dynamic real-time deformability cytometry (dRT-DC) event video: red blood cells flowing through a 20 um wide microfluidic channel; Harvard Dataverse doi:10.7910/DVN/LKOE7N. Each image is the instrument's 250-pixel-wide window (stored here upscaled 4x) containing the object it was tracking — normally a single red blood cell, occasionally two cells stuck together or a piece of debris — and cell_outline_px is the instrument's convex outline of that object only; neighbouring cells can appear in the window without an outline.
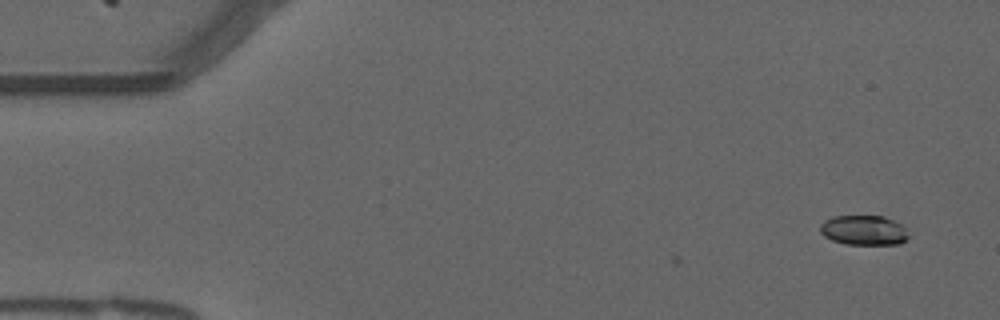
{"species": "common noctule bat (a hibernating species)", "species_latin": "Nyctalus noctula", "temperature_condition": "warm", "stored_images_in_passage": 53, "camera_frame_rate_fps": 3000, "um_per_image_px": 0.085, "animal": {"sex": "male", "forearm_length_mm": 52.5}, "frame": {"image": 1, "passage_image": 1, "time_ms": 0.0, "image_size_px": [1000, 320], "cell_outline_px": [[908, 236], [900, 244], [844, 244], [832, 240], [824, 236], [820, 232], [820, 224], [824, 220], [832, 216], [884, 216], [900, 224], [904, 228]], "centroid_in_image_um": [73.37, 19.57], "position_along_channel_um": 11.6, "area_um2": 15.26}}
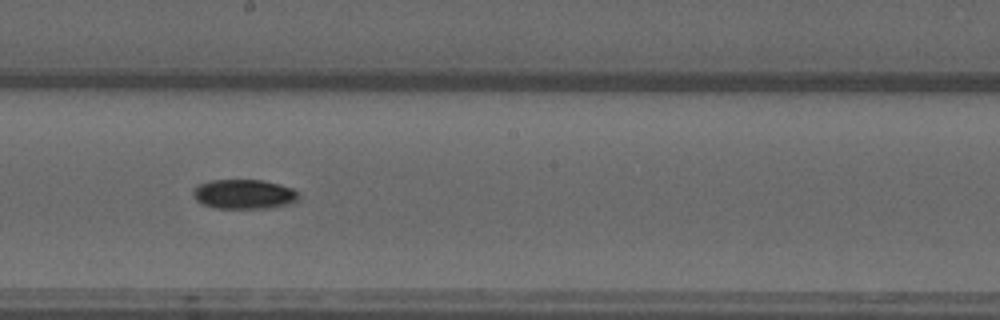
{"frame": {"image": 2, "passage_image": 28, "time_ms": 9.0, "image_size_px": [1000, 320], "cell_outline_px": [[300, 200], [292, 204], [276, 208], [216, 208], [204, 204], [196, 200], [192, 192], [200, 184], [208, 180], [260, 180], [280, 184], [292, 188], [300, 196]], "centroid_in_image_um": [20.81, 16.51], "position_along_channel_um": 227.4, "area_um2": 18.32}}
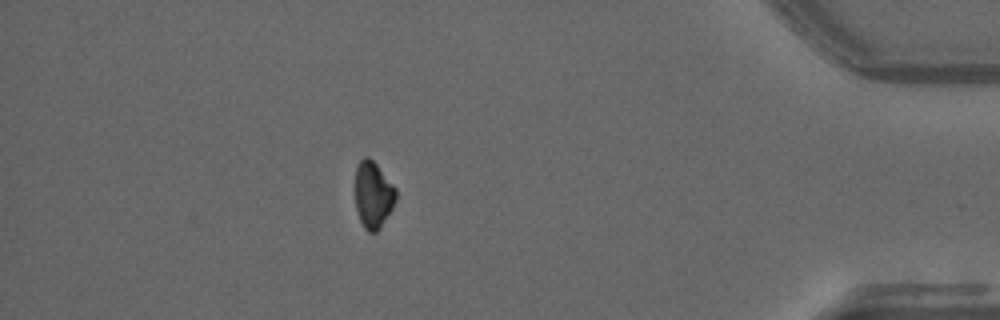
{"frame": {"image": 3, "passage_image": 46, "time_ms": 15.0, "image_size_px": [1000, 320], "cell_outline_px": [[396, 200], [392, 208], [380, 228], [376, 232], [368, 232], [364, 228], [360, 220], [356, 208], [356, 168], [360, 160], [364, 156], [368, 156], [376, 164], [396, 188]], "centroid_in_image_um": [31.72, 16.56], "position_along_channel_um": 403.5, "area_um2": 15.66}, "authors_computed_cell_mechanics": {"area_um2": 16.6464, "velocity_mm_per_s": 3.7396, "shape_relaxation_time_tau1_ms": 6.8403, "shape_relaxation_time_tau2_ms": null, "deformation_change_tau1": 0.1587, "deformation_change_tau2": null}}